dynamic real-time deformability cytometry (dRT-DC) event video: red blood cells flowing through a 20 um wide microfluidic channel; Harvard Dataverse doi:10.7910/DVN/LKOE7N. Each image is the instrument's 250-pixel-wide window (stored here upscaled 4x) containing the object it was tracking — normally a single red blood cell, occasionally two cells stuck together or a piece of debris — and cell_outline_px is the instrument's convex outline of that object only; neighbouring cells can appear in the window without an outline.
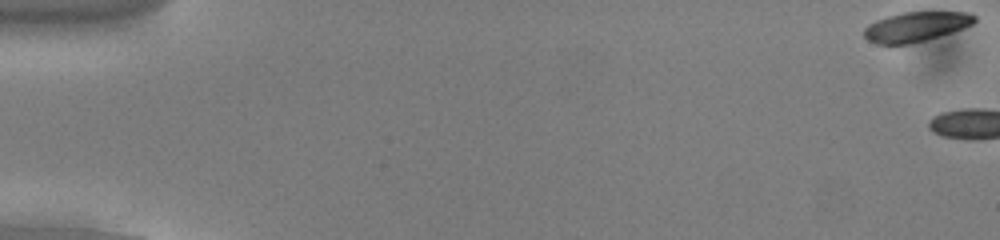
{"species": "common noctule bat (a hibernating species)", "species_latin": "Nyctalus noctula", "temperature_condition": "cold", "stored_images_in_passage": 8, "camera_frame_rate_fps": 3000, "um_per_image_px": 0.085, "animal": {"sex": "male", "body_mass_g": 13.0, "forearm_length_mm": 53.1}, "frame": {"image": 1, "passage_image": 1, "time_ms": 0.0, "image_size_px": [1000, 240], "cell_outline_px": [[976, 20], [972, 24], [964, 28], [952, 32], [924, 40], [908, 44], [888, 48], [868, 40], [864, 36], [864, 28], [868, 24], [876, 20], [888, 16], [904, 12], [968, 12], [976, 16]], "centroid_in_image_um": [77.81, 2.3], "position_along_channel_um": 7.2, "area_um2": 19.42}}